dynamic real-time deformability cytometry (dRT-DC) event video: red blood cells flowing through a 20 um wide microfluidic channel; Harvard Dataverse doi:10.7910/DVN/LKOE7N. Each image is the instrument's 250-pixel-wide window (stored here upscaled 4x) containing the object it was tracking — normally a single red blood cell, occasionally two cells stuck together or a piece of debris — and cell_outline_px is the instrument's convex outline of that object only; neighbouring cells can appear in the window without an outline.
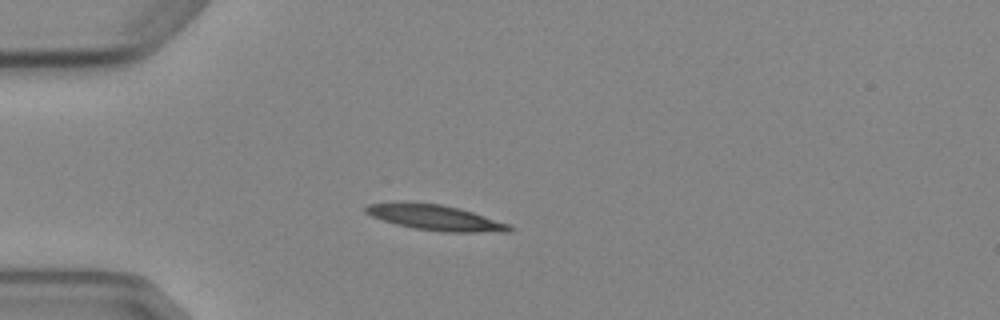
{"species": "Egyptian fruit bat (a non-hibernating species)", "species_latin": "Rousettus aegyptiacus", "temperature_condition": "cold", "stored_images_in_passage": 3, "camera_frame_rate_fps": 3000, "um_per_image_px": 0.085, "animal": {"sex": "female"}, "frame": {"image": 1, "passage_image": 3, "time_ms": 2.333, "image_size_px": [1000, 320], "cell_outline_px": [[512, 228], [508, 232], [444, 232], [416, 228], [396, 224], [372, 216], [364, 212], [364, 208], [368, 204], [440, 204], [460, 208], [508, 224]], "centroid_in_image_um": [37.05, 18.53], "position_along_channel_um": 47.9, "area_um2": 20.35}}